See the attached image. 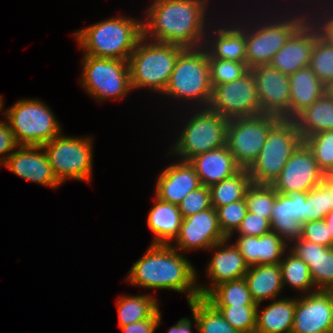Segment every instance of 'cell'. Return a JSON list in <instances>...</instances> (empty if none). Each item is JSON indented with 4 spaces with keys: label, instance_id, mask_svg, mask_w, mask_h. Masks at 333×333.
<instances>
[{
    "label": "cell",
    "instance_id": "4316f807",
    "mask_svg": "<svg viewBox=\"0 0 333 333\" xmlns=\"http://www.w3.org/2000/svg\"><path fill=\"white\" fill-rule=\"evenodd\" d=\"M254 76L258 98L271 105L290 104L289 76L270 64L249 69Z\"/></svg>",
    "mask_w": 333,
    "mask_h": 333
},
{
    "label": "cell",
    "instance_id": "f5cc1de1",
    "mask_svg": "<svg viewBox=\"0 0 333 333\" xmlns=\"http://www.w3.org/2000/svg\"><path fill=\"white\" fill-rule=\"evenodd\" d=\"M324 220H325L326 224L328 225V230L332 236V241H333V210L328 212V214L326 215Z\"/></svg>",
    "mask_w": 333,
    "mask_h": 333
},
{
    "label": "cell",
    "instance_id": "db71d44e",
    "mask_svg": "<svg viewBox=\"0 0 333 333\" xmlns=\"http://www.w3.org/2000/svg\"><path fill=\"white\" fill-rule=\"evenodd\" d=\"M330 211L333 210V183L329 182Z\"/></svg>",
    "mask_w": 333,
    "mask_h": 333
},
{
    "label": "cell",
    "instance_id": "9a60e30c",
    "mask_svg": "<svg viewBox=\"0 0 333 333\" xmlns=\"http://www.w3.org/2000/svg\"><path fill=\"white\" fill-rule=\"evenodd\" d=\"M299 145L283 131H269L256 161L248 169L253 184L271 185Z\"/></svg>",
    "mask_w": 333,
    "mask_h": 333
},
{
    "label": "cell",
    "instance_id": "74e56055",
    "mask_svg": "<svg viewBox=\"0 0 333 333\" xmlns=\"http://www.w3.org/2000/svg\"><path fill=\"white\" fill-rule=\"evenodd\" d=\"M309 66L325 86L333 80V42L324 33L315 42Z\"/></svg>",
    "mask_w": 333,
    "mask_h": 333
},
{
    "label": "cell",
    "instance_id": "816d5d0a",
    "mask_svg": "<svg viewBox=\"0 0 333 333\" xmlns=\"http://www.w3.org/2000/svg\"><path fill=\"white\" fill-rule=\"evenodd\" d=\"M192 321L187 317L181 318L174 326H171L167 333H193Z\"/></svg>",
    "mask_w": 333,
    "mask_h": 333
},
{
    "label": "cell",
    "instance_id": "7a4b0ae2",
    "mask_svg": "<svg viewBox=\"0 0 333 333\" xmlns=\"http://www.w3.org/2000/svg\"><path fill=\"white\" fill-rule=\"evenodd\" d=\"M126 280L146 289L185 293L188 302L200 297L196 269L171 245L150 244L132 265Z\"/></svg>",
    "mask_w": 333,
    "mask_h": 333
},
{
    "label": "cell",
    "instance_id": "4fadbf2b",
    "mask_svg": "<svg viewBox=\"0 0 333 333\" xmlns=\"http://www.w3.org/2000/svg\"><path fill=\"white\" fill-rule=\"evenodd\" d=\"M324 179L316 159L307 145H299L271 186L276 192L289 195L308 192Z\"/></svg>",
    "mask_w": 333,
    "mask_h": 333
},
{
    "label": "cell",
    "instance_id": "277c9868",
    "mask_svg": "<svg viewBox=\"0 0 333 333\" xmlns=\"http://www.w3.org/2000/svg\"><path fill=\"white\" fill-rule=\"evenodd\" d=\"M307 8L305 7L302 11V8L297 7L295 12L288 10L287 7L284 8L285 11H282L285 13H279V17L271 14V17L267 18V15L263 13L265 16L262 18L255 16L257 18H254L253 22L252 19L249 23L246 22L245 48L246 63L249 69L271 63L273 56L284 46L289 37L312 15V10L308 8L307 11Z\"/></svg>",
    "mask_w": 333,
    "mask_h": 333
},
{
    "label": "cell",
    "instance_id": "d590c367",
    "mask_svg": "<svg viewBox=\"0 0 333 333\" xmlns=\"http://www.w3.org/2000/svg\"><path fill=\"white\" fill-rule=\"evenodd\" d=\"M279 264L284 287L288 285L304 295L316 291L308 265L293 252L287 250Z\"/></svg>",
    "mask_w": 333,
    "mask_h": 333
},
{
    "label": "cell",
    "instance_id": "4dcf8cb0",
    "mask_svg": "<svg viewBox=\"0 0 333 333\" xmlns=\"http://www.w3.org/2000/svg\"><path fill=\"white\" fill-rule=\"evenodd\" d=\"M290 105L303 111L326 93V86L310 66L289 75Z\"/></svg>",
    "mask_w": 333,
    "mask_h": 333
},
{
    "label": "cell",
    "instance_id": "8992f818",
    "mask_svg": "<svg viewBox=\"0 0 333 333\" xmlns=\"http://www.w3.org/2000/svg\"><path fill=\"white\" fill-rule=\"evenodd\" d=\"M185 48L142 36L129 58L131 86L163 95L175 62Z\"/></svg>",
    "mask_w": 333,
    "mask_h": 333
},
{
    "label": "cell",
    "instance_id": "bcb514c9",
    "mask_svg": "<svg viewBox=\"0 0 333 333\" xmlns=\"http://www.w3.org/2000/svg\"><path fill=\"white\" fill-rule=\"evenodd\" d=\"M301 239L308 240L328 248L333 247L332 236L329 233L328 225L324 219L303 223Z\"/></svg>",
    "mask_w": 333,
    "mask_h": 333
},
{
    "label": "cell",
    "instance_id": "ee69618b",
    "mask_svg": "<svg viewBox=\"0 0 333 333\" xmlns=\"http://www.w3.org/2000/svg\"><path fill=\"white\" fill-rule=\"evenodd\" d=\"M307 147L324 174L333 167V130L311 135Z\"/></svg>",
    "mask_w": 333,
    "mask_h": 333
},
{
    "label": "cell",
    "instance_id": "836d02e7",
    "mask_svg": "<svg viewBox=\"0 0 333 333\" xmlns=\"http://www.w3.org/2000/svg\"><path fill=\"white\" fill-rule=\"evenodd\" d=\"M252 184L248 169L209 187L212 207H222L243 200L247 188Z\"/></svg>",
    "mask_w": 333,
    "mask_h": 333
},
{
    "label": "cell",
    "instance_id": "cb8c5ba5",
    "mask_svg": "<svg viewBox=\"0 0 333 333\" xmlns=\"http://www.w3.org/2000/svg\"><path fill=\"white\" fill-rule=\"evenodd\" d=\"M288 250L309 267L316 290L333 289V247L328 248L308 240L296 239Z\"/></svg>",
    "mask_w": 333,
    "mask_h": 333
},
{
    "label": "cell",
    "instance_id": "e0dca14e",
    "mask_svg": "<svg viewBox=\"0 0 333 333\" xmlns=\"http://www.w3.org/2000/svg\"><path fill=\"white\" fill-rule=\"evenodd\" d=\"M296 299L291 333L333 332L332 290H316Z\"/></svg>",
    "mask_w": 333,
    "mask_h": 333
},
{
    "label": "cell",
    "instance_id": "603a6c76",
    "mask_svg": "<svg viewBox=\"0 0 333 333\" xmlns=\"http://www.w3.org/2000/svg\"><path fill=\"white\" fill-rule=\"evenodd\" d=\"M202 186L189 161L180 160L167 166L158 176L155 196L164 202L179 205L191 191Z\"/></svg>",
    "mask_w": 333,
    "mask_h": 333
},
{
    "label": "cell",
    "instance_id": "c3c4849f",
    "mask_svg": "<svg viewBox=\"0 0 333 333\" xmlns=\"http://www.w3.org/2000/svg\"><path fill=\"white\" fill-rule=\"evenodd\" d=\"M19 147L10 125L6 120H0V164L3 165L8 157Z\"/></svg>",
    "mask_w": 333,
    "mask_h": 333
},
{
    "label": "cell",
    "instance_id": "7bdbcfd3",
    "mask_svg": "<svg viewBox=\"0 0 333 333\" xmlns=\"http://www.w3.org/2000/svg\"><path fill=\"white\" fill-rule=\"evenodd\" d=\"M214 208L216 209L218 223L223 235L231 239L248 211L245 199Z\"/></svg>",
    "mask_w": 333,
    "mask_h": 333
},
{
    "label": "cell",
    "instance_id": "680465c9",
    "mask_svg": "<svg viewBox=\"0 0 333 333\" xmlns=\"http://www.w3.org/2000/svg\"><path fill=\"white\" fill-rule=\"evenodd\" d=\"M307 1V2H306ZM310 0H300V2H304V5L305 4H307V6H308V2H309ZM314 1V0H313ZM306 2V3H305ZM313 3H318L316 0H315V2H313Z\"/></svg>",
    "mask_w": 333,
    "mask_h": 333
},
{
    "label": "cell",
    "instance_id": "d4e9b609",
    "mask_svg": "<svg viewBox=\"0 0 333 333\" xmlns=\"http://www.w3.org/2000/svg\"><path fill=\"white\" fill-rule=\"evenodd\" d=\"M234 244L249 267L279 264L289 249V244L273 231L259 237L238 235Z\"/></svg>",
    "mask_w": 333,
    "mask_h": 333
},
{
    "label": "cell",
    "instance_id": "3957f363",
    "mask_svg": "<svg viewBox=\"0 0 333 333\" xmlns=\"http://www.w3.org/2000/svg\"><path fill=\"white\" fill-rule=\"evenodd\" d=\"M142 21L118 15L81 28L73 34L84 55L129 61L143 36Z\"/></svg>",
    "mask_w": 333,
    "mask_h": 333
},
{
    "label": "cell",
    "instance_id": "91938a15",
    "mask_svg": "<svg viewBox=\"0 0 333 333\" xmlns=\"http://www.w3.org/2000/svg\"><path fill=\"white\" fill-rule=\"evenodd\" d=\"M332 308H333V289H332Z\"/></svg>",
    "mask_w": 333,
    "mask_h": 333
},
{
    "label": "cell",
    "instance_id": "60d3db41",
    "mask_svg": "<svg viewBox=\"0 0 333 333\" xmlns=\"http://www.w3.org/2000/svg\"><path fill=\"white\" fill-rule=\"evenodd\" d=\"M240 333H255L257 306H214Z\"/></svg>",
    "mask_w": 333,
    "mask_h": 333
},
{
    "label": "cell",
    "instance_id": "f1b7e54d",
    "mask_svg": "<svg viewBox=\"0 0 333 333\" xmlns=\"http://www.w3.org/2000/svg\"><path fill=\"white\" fill-rule=\"evenodd\" d=\"M297 297L273 300L264 310L256 309L255 333H291ZM261 312H260V311Z\"/></svg>",
    "mask_w": 333,
    "mask_h": 333
},
{
    "label": "cell",
    "instance_id": "11a10c76",
    "mask_svg": "<svg viewBox=\"0 0 333 333\" xmlns=\"http://www.w3.org/2000/svg\"><path fill=\"white\" fill-rule=\"evenodd\" d=\"M326 94H328L330 97H333V80H331L326 85Z\"/></svg>",
    "mask_w": 333,
    "mask_h": 333
},
{
    "label": "cell",
    "instance_id": "ab89813d",
    "mask_svg": "<svg viewBox=\"0 0 333 333\" xmlns=\"http://www.w3.org/2000/svg\"><path fill=\"white\" fill-rule=\"evenodd\" d=\"M330 212L329 181L323 179L320 184L306 192L305 222L322 220Z\"/></svg>",
    "mask_w": 333,
    "mask_h": 333
},
{
    "label": "cell",
    "instance_id": "52a82bcc",
    "mask_svg": "<svg viewBox=\"0 0 333 333\" xmlns=\"http://www.w3.org/2000/svg\"><path fill=\"white\" fill-rule=\"evenodd\" d=\"M192 114L168 153L184 161L226 145L228 118L209 107L197 106Z\"/></svg>",
    "mask_w": 333,
    "mask_h": 333
},
{
    "label": "cell",
    "instance_id": "ba28073f",
    "mask_svg": "<svg viewBox=\"0 0 333 333\" xmlns=\"http://www.w3.org/2000/svg\"><path fill=\"white\" fill-rule=\"evenodd\" d=\"M4 115L19 146H42L62 133L52 110L38 99H19Z\"/></svg>",
    "mask_w": 333,
    "mask_h": 333
},
{
    "label": "cell",
    "instance_id": "d6986e66",
    "mask_svg": "<svg viewBox=\"0 0 333 333\" xmlns=\"http://www.w3.org/2000/svg\"><path fill=\"white\" fill-rule=\"evenodd\" d=\"M250 117L262 122L269 131L289 134L298 145H307L311 139L303 112L290 104L276 106L259 100Z\"/></svg>",
    "mask_w": 333,
    "mask_h": 333
},
{
    "label": "cell",
    "instance_id": "6da1fadb",
    "mask_svg": "<svg viewBox=\"0 0 333 333\" xmlns=\"http://www.w3.org/2000/svg\"><path fill=\"white\" fill-rule=\"evenodd\" d=\"M208 5V0H153L142 21L143 37L184 48L203 47Z\"/></svg>",
    "mask_w": 333,
    "mask_h": 333
},
{
    "label": "cell",
    "instance_id": "ac0fdd59",
    "mask_svg": "<svg viewBox=\"0 0 333 333\" xmlns=\"http://www.w3.org/2000/svg\"><path fill=\"white\" fill-rule=\"evenodd\" d=\"M230 238H226L214 244L209 250L214 251L210 259L206 274L211 282L209 285L198 284L200 297H205L214 287L220 283L244 278L249 266L240 254L237 246L229 244ZM229 244V245H228Z\"/></svg>",
    "mask_w": 333,
    "mask_h": 333
},
{
    "label": "cell",
    "instance_id": "8fae6325",
    "mask_svg": "<svg viewBox=\"0 0 333 333\" xmlns=\"http://www.w3.org/2000/svg\"><path fill=\"white\" fill-rule=\"evenodd\" d=\"M258 101L254 76L249 70L236 81L213 87L208 107L228 119L250 117Z\"/></svg>",
    "mask_w": 333,
    "mask_h": 333
},
{
    "label": "cell",
    "instance_id": "7402d4cb",
    "mask_svg": "<svg viewBox=\"0 0 333 333\" xmlns=\"http://www.w3.org/2000/svg\"><path fill=\"white\" fill-rule=\"evenodd\" d=\"M241 20L225 25L219 23L214 29L209 24L203 47L213 58L246 63V23Z\"/></svg>",
    "mask_w": 333,
    "mask_h": 333
},
{
    "label": "cell",
    "instance_id": "9f6ffc18",
    "mask_svg": "<svg viewBox=\"0 0 333 333\" xmlns=\"http://www.w3.org/2000/svg\"><path fill=\"white\" fill-rule=\"evenodd\" d=\"M324 178L333 183V167L324 174Z\"/></svg>",
    "mask_w": 333,
    "mask_h": 333
},
{
    "label": "cell",
    "instance_id": "f6af8a7d",
    "mask_svg": "<svg viewBox=\"0 0 333 333\" xmlns=\"http://www.w3.org/2000/svg\"><path fill=\"white\" fill-rule=\"evenodd\" d=\"M211 207L210 190L209 187L204 185L188 193L178 205L182 218L192 216Z\"/></svg>",
    "mask_w": 333,
    "mask_h": 333
},
{
    "label": "cell",
    "instance_id": "5bb4252c",
    "mask_svg": "<svg viewBox=\"0 0 333 333\" xmlns=\"http://www.w3.org/2000/svg\"><path fill=\"white\" fill-rule=\"evenodd\" d=\"M322 34V27L311 15L273 56L270 65L288 76L309 66L315 42Z\"/></svg>",
    "mask_w": 333,
    "mask_h": 333
},
{
    "label": "cell",
    "instance_id": "9c48e42d",
    "mask_svg": "<svg viewBox=\"0 0 333 333\" xmlns=\"http://www.w3.org/2000/svg\"><path fill=\"white\" fill-rule=\"evenodd\" d=\"M82 65L81 87L96 101L121 100L133 91L128 61L84 55Z\"/></svg>",
    "mask_w": 333,
    "mask_h": 333
},
{
    "label": "cell",
    "instance_id": "7c38bea8",
    "mask_svg": "<svg viewBox=\"0 0 333 333\" xmlns=\"http://www.w3.org/2000/svg\"><path fill=\"white\" fill-rule=\"evenodd\" d=\"M269 130L251 117L229 119L226 146L242 169H249L256 161Z\"/></svg>",
    "mask_w": 333,
    "mask_h": 333
},
{
    "label": "cell",
    "instance_id": "7dc6e473",
    "mask_svg": "<svg viewBox=\"0 0 333 333\" xmlns=\"http://www.w3.org/2000/svg\"><path fill=\"white\" fill-rule=\"evenodd\" d=\"M271 223L268 219L247 211L236 233L239 235L261 236L271 232Z\"/></svg>",
    "mask_w": 333,
    "mask_h": 333
},
{
    "label": "cell",
    "instance_id": "b9f144b4",
    "mask_svg": "<svg viewBox=\"0 0 333 333\" xmlns=\"http://www.w3.org/2000/svg\"><path fill=\"white\" fill-rule=\"evenodd\" d=\"M212 87L238 80L249 68L247 63L216 59L208 53Z\"/></svg>",
    "mask_w": 333,
    "mask_h": 333
},
{
    "label": "cell",
    "instance_id": "f907efd6",
    "mask_svg": "<svg viewBox=\"0 0 333 333\" xmlns=\"http://www.w3.org/2000/svg\"><path fill=\"white\" fill-rule=\"evenodd\" d=\"M161 313L162 312L158 310L151 318L122 326L120 329L124 333H155L156 329L160 326Z\"/></svg>",
    "mask_w": 333,
    "mask_h": 333
},
{
    "label": "cell",
    "instance_id": "f546056e",
    "mask_svg": "<svg viewBox=\"0 0 333 333\" xmlns=\"http://www.w3.org/2000/svg\"><path fill=\"white\" fill-rule=\"evenodd\" d=\"M255 303L279 299L284 289L280 264L254 265L244 275Z\"/></svg>",
    "mask_w": 333,
    "mask_h": 333
},
{
    "label": "cell",
    "instance_id": "8d00e7d4",
    "mask_svg": "<svg viewBox=\"0 0 333 333\" xmlns=\"http://www.w3.org/2000/svg\"><path fill=\"white\" fill-rule=\"evenodd\" d=\"M310 135L333 130V97L324 94L303 111Z\"/></svg>",
    "mask_w": 333,
    "mask_h": 333
},
{
    "label": "cell",
    "instance_id": "44dd1931",
    "mask_svg": "<svg viewBox=\"0 0 333 333\" xmlns=\"http://www.w3.org/2000/svg\"><path fill=\"white\" fill-rule=\"evenodd\" d=\"M306 192L289 195L277 192L271 214V230L290 246L293 240L302 238L305 218Z\"/></svg>",
    "mask_w": 333,
    "mask_h": 333
},
{
    "label": "cell",
    "instance_id": "1f68e13d",
    "mask_svg": "<svg viewBox=\"0 0 333 333\" xmlns=\"http://www.w3.org/2000/svg\"><path fill=\"white\" fill-rule=\"evenodd\" d=\"M119 327L151 318L159 310V302L150 294L121 295L117 300Z\"/></svg>",
    "mask_w": 333,
    "mask_h": 333
},
{
    "label": "cell",
    "instance_id": "30bf717a",
    "mask_svg": "<svg viewBox=\"0 0 333 333\" xmlns=\"http://www.w3.org/2000/svg\"><path fill=\"white\" fill-rule=\"evenodd\" d=\"M90 137H68L60 134L42 145L52 171L61 184L70 178L91 182L93 141Z\"/></svg>",
    "mask_w": 333,
    "mask_h": 333
},
{
    "label": "cell",
    "instance_id": "484cf974",
    "mask_svg": "<svg viewBox=\"0 0 333 333\" xmlns=\"http://www.w3.org/2000/svg\"><path fill=\"white\" fill-rule=\"evenodd\" d=\"M189 162L193 165L201 184L206 187L232 177L242 169L226 145L198 154Z\"/></svg>",
    "mask_w": 333,
    "mask_h": 333
},
{
    "label": "cell",
    "instance_id": "f35d334b",
    "mask_svg": "<svg viewBox=\"0 0 333 333\" xmlns=\"http://www.w3.org/2000/svg\"><path fill=\"white\" fill-rule=\"evenodd\" d=\"M277 198L276 190L267 184H251L245 192L247 210L271 221L272 208Z\"/></svg>",
    "mask_w": 333,
    "mask_h": 333
},
{
    "label": "cell",
    "instance_id": "5b68a950",
    "mask_svg": "<svg viewBox=\"0 0 333 333\" xmlns=\"http://www.w3.org/2000/svg\"><path fill=\"white\" fill-rule=\"evenodd\" d=\"M212 91L207 50L185 48L175 62L163 95L181 102L191 101V104L196 103L195 107H208Z\"/></svg>",
    "mask_w": 333,
    "mask_h": 333
},
{
    "label": "cell",
    "instance_id": "d6a6232c",
    "mask_svg": "<svg viewBox=\"0 0 333 333\" xmlns=\"http://www.w3.org/2000/svg\"><path fill=\"white\" fill-rule=\"evenodd\" d=\"M197 333H240L204 297L188 302Z\"/></svg>",
    "mask_w": 333,
    "mask_h": 333
},
{
    "label": "cell",
    "instance_id": "ffe728a7",
    "mask_svg": "<svg viewBox=\"0 0 333 333\" xmlns=\"http://www.w3.org/2000/svg\"><path fill=\"white\" fill-rule=\"evenodd\" d=\"M27 181L55 188L62 185L55 177L42 146H19L2 165Z\"/></svg>",
    "mask_w": 333,
    "mask_h": 333
},
{
    "label": "cell",
    "instance_id": "6f0895ef",
    "mask_svg": "<svg viewBox=\"0 0 333 333\" xmlns=\"http://www.w3.org/2000/svg\"><path fill=\"white\" fill-rule=\"evenodd\" d=\"M3 104H4V100H3V98H2V96H0V113H2V111H3Z\"/></svg>",
    "mask_w": 333,
    "mask_h": 333
},
{
    "label": "cell",
    "instance_id": "2e32d148",
    "mask_svg": "<svg viewBox=\"0 0 333 333\" xmlns=\"http://www.w3.org/2000/svg\"><path fill=\"white\" fill-rule=\"evenodd\" d=\"M224 239L226 237L220 229L216 209L211 207L183 218L179 234L170 245L184 253L190 250H209Z\"/></svg>",
    "mask_w": 333,
    "mask_h": 333
},
{
    "label": "cell",
    "instance_id": "e575fe53",
    "mask_svg": "<svg viewBox=\"0 0 333 333\" xmlns=\"http://www.w3.org/2000/svg\"><path fill=\"white\" fill-rule=\"evenodd\" d=\"M213 306H257L244 278L220 283L205 297Z\"/></svg>",
    "mask_w": 333,
    "mask_h": 333
},
{
    "label": "cell",
    "instance_id": "681fc988",
    "mask_svg": "<svg viewBox=\"0 0 333 333\" xmlns=\"http://www.w3.org/2000/svg\"><path fill=\"white\" fill-rule=\"evenodd\" d=\"M324 1L326 4H324ZM322 2H323V4H321ZM322 2H319V5L321 6V8H320L321 11L319 9H317V10L312 9V11L314 10L312 12V16L314 18L316 17L315 19L319 23V25L322 27L323 33L331 40V42H333V8H332L333 4H332V1H330V0H329V3L326 2V0H323ZM327 4H330V5L327 6ZM322 6H323V8H322ZM328 7H330V8H328ZM324 8H325V10H324Z\"/></svg>",
    "mask_w": 333,
    "mask_h": 333
},
{
    "label": "cell",
    "instance_id": "83f0119b",
    "mask_svg": "<svg viewBox=\"0 0 333 333\" xmlns=\"http://www.w3.org/2000/svg\"><path fill=\"white\" fill-rule=\"evenodd\" d=\"M154 197L155 205L147 216V226L154 234L151 244L170 245L179 234L183 218L178 205Z\"/></svg>",
    "mask_w": 333,
    "mask_h": 333
}]
</instances>
